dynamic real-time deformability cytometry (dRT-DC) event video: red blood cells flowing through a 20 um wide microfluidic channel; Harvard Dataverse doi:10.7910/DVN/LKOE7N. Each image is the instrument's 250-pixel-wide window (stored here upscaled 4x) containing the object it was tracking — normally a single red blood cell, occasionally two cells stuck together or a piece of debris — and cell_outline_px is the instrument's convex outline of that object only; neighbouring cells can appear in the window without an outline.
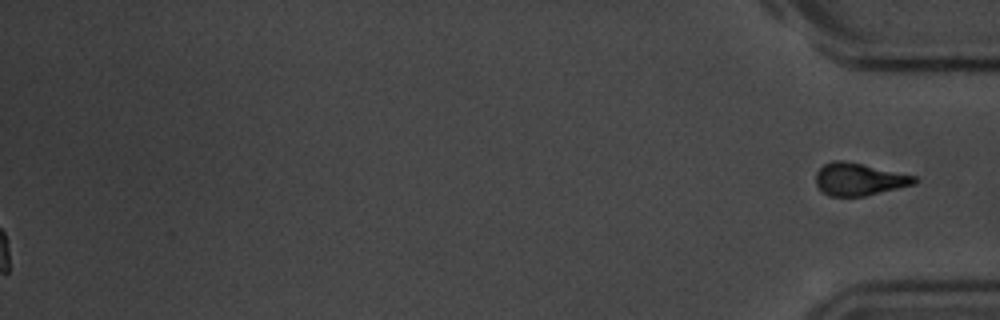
{"species": "common noctule bat (a hibernating species)", "species_latin": "Nyctalus noctula", "temperature_condition": "room temperature", "stored_images_in_passage": 54, "segment_of_instrument_passage": [2, 2], "camera_frame_rate_fps": 3000, "um_per_image_px": 0.085, "animal": {"sex": "male", "body_mass_g": 20.1, "forearm_length_mm": 53.5}, "frame": {"image": 1, "passage_image": 54, "time_ms": 17.667, "image_size_px": [1000, 320], "cell_outline_px": [[920, 180], [916, 184], [864, 196], [828, 196], [816, 184], [816, 172], [824, 164], [832, 160], [844, 160], [916, 176]], "centroid_in_image_um": [73.04, 15.23], "position_along_channel_um": 362.2, "area_um2": 18.61}}